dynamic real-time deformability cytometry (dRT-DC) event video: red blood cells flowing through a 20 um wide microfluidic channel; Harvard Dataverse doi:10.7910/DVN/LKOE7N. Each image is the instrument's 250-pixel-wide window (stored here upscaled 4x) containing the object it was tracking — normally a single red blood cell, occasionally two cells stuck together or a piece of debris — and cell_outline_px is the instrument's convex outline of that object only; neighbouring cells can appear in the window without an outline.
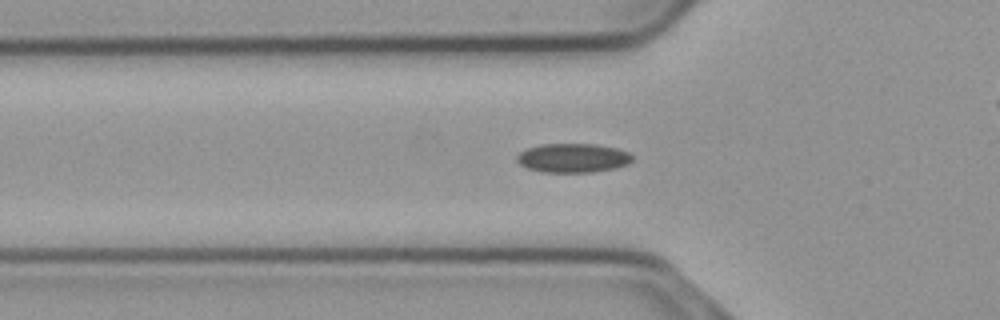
{"species": "common noctule bat (a hibernating species)", "species_latin": "Nyctalus noctula", "temperature_condition": "cold", "stored_images_in_passage": 45, "camera_frame_rate_fps": 3000, "um_per_image_px": 0.085, "animal": {"sex": "male", "body_mass_g": 23.1, "forearm_length_mm": 52.7}, "frame": {"image": 1, "passage_image": 7, "time_ms": 2.0, "image_size_px": [1000, 320], "cell_outline_px": [[632, 160], [628, 164], [616, 168], [592, 172], [544, 172], [528, 168], [520, 164], [516, 160], [516, 156], [520, 152], [528, 148], [540, 144], [596, 144], [616, 148], [628, 152], [632, 156]], "centroid_in_image_um": [48.7, 13.42], "position_along_channel_um": 77.1, "area_um2": 19.54}}
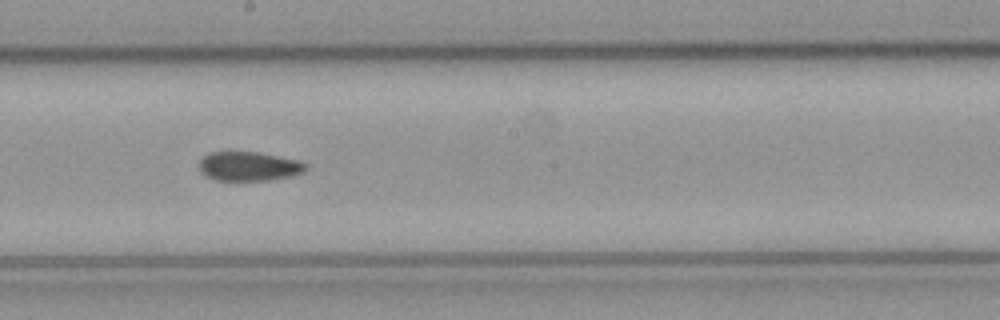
{"frame": {"image": 2, "passage_image": 19, "time_ms": 6.0, "image_size_px": [1000, 320], "cell_outline_px": [[308, 168], [304, 172], [292, 176], [272, 180], [216, 180], [204, 176], [200, 172], [200, 160], [204, 156], [212, 152], [256, 152], [300, 160], [308, 164]], "centroid_in_image_um": [21.2, 14.14], "position_along_channel_um": 227.0, "area_um2": 18.26}}
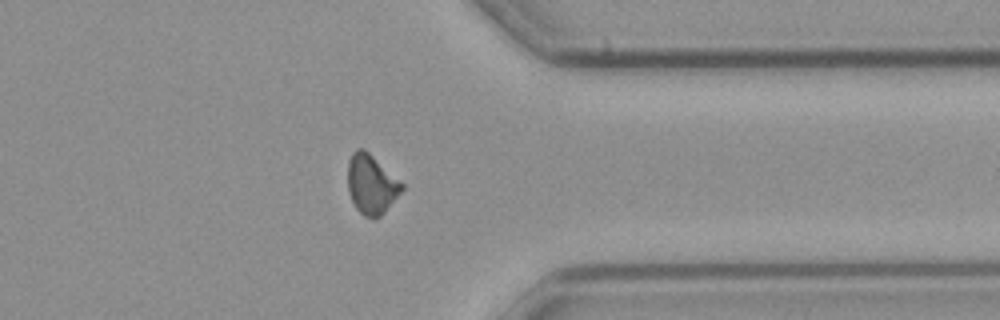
{"frame": {"image": 3, "passage_image": 32, "time_ms": 10.333, "image_size_px": [1000, 320], "cell_outline_px": [[404, 188], [384, 212], [380, 216], [364, 216], [356, 208], [348, 192], [348, 160], [352, 152], [356, 148], [364, 148], [404, 184]], "centroid_in_image_um": [31.55, 15.63], "position_along_channel_um": 379.9, "area_um2": 18.5}, "authors_computed_cell_mechanics": {"area_um2": 18.6116, "velocity_mm_per_s": 3.7194, "shape_relaxation_time_tau1_ms": null, "shape_relaxation_time_tau2_ms": 4.1196, "deformation_change_tau1": null, "deformation_change_tau2": 0.0914}}